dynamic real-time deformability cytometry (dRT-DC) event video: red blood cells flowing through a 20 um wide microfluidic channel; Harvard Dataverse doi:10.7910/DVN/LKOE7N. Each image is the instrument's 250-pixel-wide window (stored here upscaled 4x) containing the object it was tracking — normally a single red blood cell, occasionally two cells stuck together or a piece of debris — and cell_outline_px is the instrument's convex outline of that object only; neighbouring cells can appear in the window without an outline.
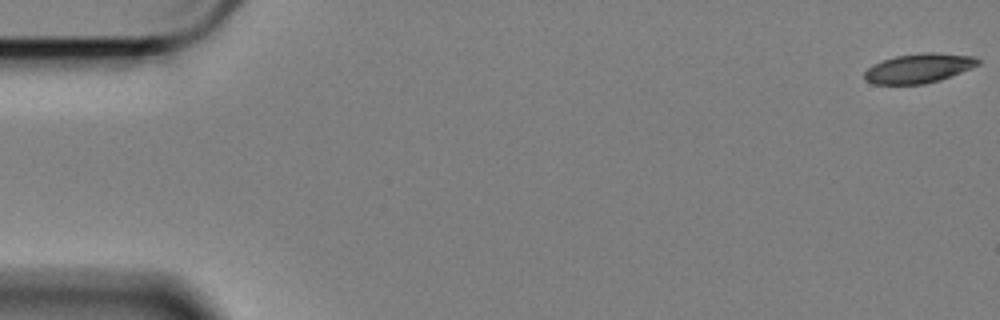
{"species": "Egyptian fruit bat (a non-hibernating species)", "species_latin": "Rousettus aegyptiacus", "temperature_condition": "cold", "stored_images_in_passage": 59, "camera_frame_rate_fps": 3000, "um_per_image_px": 0.085, "animal": {"sex": "female"}, "frame": {"image": 1, "passage_image": 1, "time_ms": 0.0, "image_size_px": [1000, 320], "cell_outline_px": [[980, 64], [940, 80], [924, 84], [872, 84], [864, 80], [864, 72], [868, 68], [884, 60], [896, 56], [924, 52], [932, 52], [972, 56], [980, 60]], "centroid_in_image_um": [78.08, 5.81], "position_along_channel_um": 6.9, "area_um2": 19.25}}
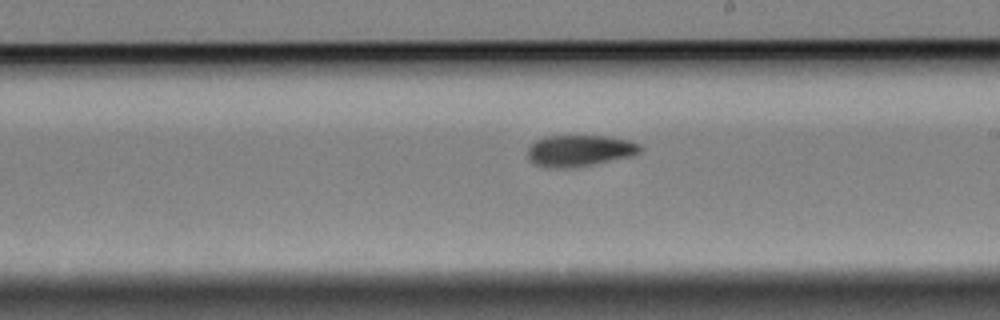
{"frame": {"image": 2, "passage_image": 34, "time_ms": 11.0, "image_size_px": [1000, 320], "cell_outline_px": [[640, 152], [632, 156], [572, 168], [544, 168], [528, 160], [528, 148], [536, 140], [544, 136], [608, 136], [628, 140], [640, 144]], "centroid_in_image_um": [49.23, 12.81], "position_along_channel_um": 239.8, "area_um2": 20.63}}
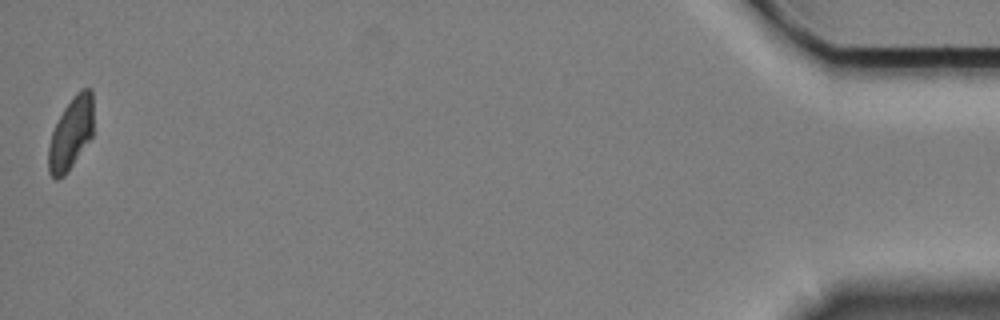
{"frame": {"image": 3, "passage_image": 59, "time_ms": 19.333, "image_size_px": [1000, 320], "cell_outline_px": [[92, 136], [68, 172], [64, 176], [56, 180], [48, 172], [48, 148], [52, 132], [64, 108], [72, 96], [80, 88], [92, 88]], "centroid_in_image_um": [6.02, 11.35], "position_along_channel_um": 429.2, "area_um2": 18.9}, "authors_computed_cell_mechanics": {"area_um2": 20.4034, "velocity_mm_per_s": 3.3756, "shape_relaxation_time_tau1_ms": 5.7093, "shape_relaxation_time_tau2_ms": 9.712, "deformation_change_tau1": 0.1463, "deformation_change_tau2": 0.1236}}